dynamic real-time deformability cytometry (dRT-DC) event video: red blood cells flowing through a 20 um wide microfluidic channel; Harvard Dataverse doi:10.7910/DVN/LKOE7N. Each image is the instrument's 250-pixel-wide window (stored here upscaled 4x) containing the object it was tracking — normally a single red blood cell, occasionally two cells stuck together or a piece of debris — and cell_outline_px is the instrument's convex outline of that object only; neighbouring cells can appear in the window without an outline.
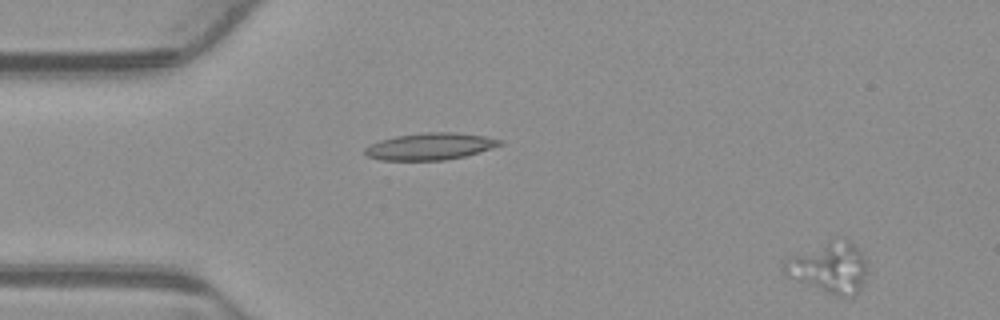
{"species": "common noctule bat (a hibernating species)", "species_latin": "Nyctalus noctula", "temperature_condition": "warm", "stored_images_in_passage": 51, "segment_of_instrument_passage": [1, 2], "camera_frame_rate_fps": 3000, "um_per_image_px": 0.085, "animal": {"sex": "male", "body_mass_g": 23.1, "forearm_length_mm": 52.7}, "frame": {"image": 1, "passage_image": 1, "time_ms": 0.0, "image_size_px": [1000, 320], "cell_outline_px": [[868, 268], [864, 280], [860, 288], [852, 296], [836, 296], [824, 292], [784, 276], [780, 268], [780, 264], [784, 256], [832, 236], [844, 236], [856, 244]], "centroid_in_image_um": [70.36, 22.65], "position_along_channel_um": 14.6, "area_um2": 26.36}}